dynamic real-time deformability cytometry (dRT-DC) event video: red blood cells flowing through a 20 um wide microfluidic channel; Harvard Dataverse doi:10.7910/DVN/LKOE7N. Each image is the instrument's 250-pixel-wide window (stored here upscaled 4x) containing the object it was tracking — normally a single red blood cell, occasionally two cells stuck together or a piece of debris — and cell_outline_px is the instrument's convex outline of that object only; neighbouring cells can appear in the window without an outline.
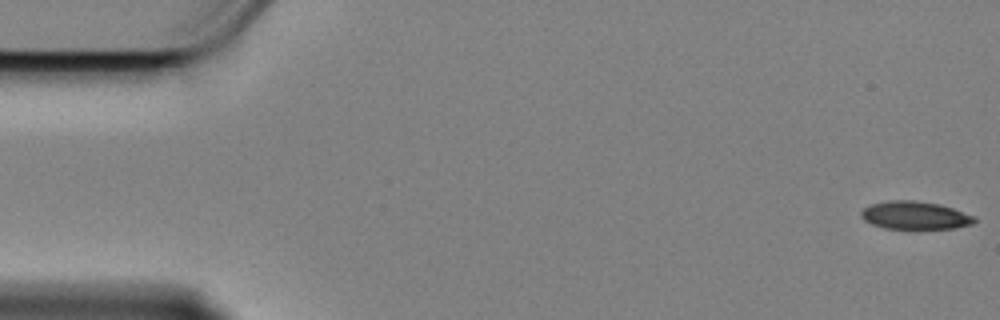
{"species": "Egyptian fruit bat (a non-hibernating species)", "species_latin": "Rousettus aegyptiacus", "temperature_condition": "cold", "stored_images_in_passage": 58, "camera_frame_rate_fps": 3000, "um_per_image_px": 0.085, "animal": {"sex": "female"}, "frame": {"image": 1, "passage_image": 1, "time_ms": 0.0, "image_size_px": [1000, 320], "cell_outline_px": [[976, 220], [972, 224], [952, 228], [884, 228], [872, 224], [864, 220], [860, 216], [860, 212], [864, 208], [872, 204], [888, 200], [916, 200], [940, 204], [976, 216]], "centroid_in_image_um": [77.76, 18.29], "position_along_channel_um": 7.2, "area_um2": 18.38}}
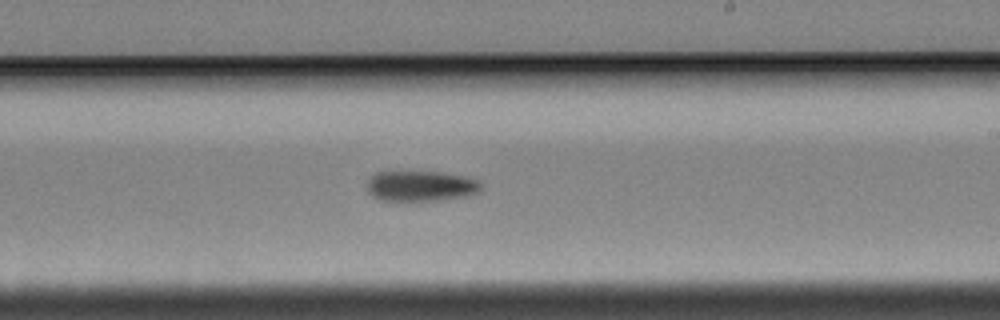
{"frame": {"image": 2, "passage_image": 34, "time_ms": 11.0, "image_size_px": [1000, 320], "cell_outline_px": [[484, 184], [476, 192], [468, 196], [436, 200], [392, 204], [380, 200], [372, 196], [368, 192], [368, 180], [376, 172], [440, 172], [464, 176], [480, 180]], "centroid_in_image_um": [35.73, 15.86], "position_along_channel_um": 253.3, "area_um2": 20.92}}
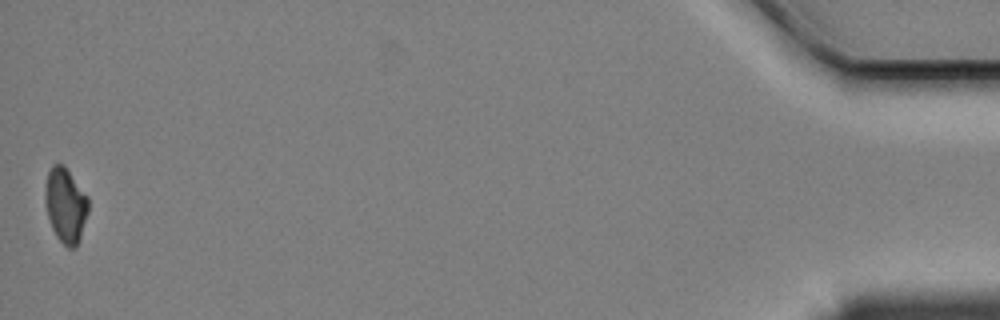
{"frame": {"image": 3, "passage_image": 58, "time_ms": 19.0, "image_size_px": [1000, 320], "cell_outline_px": [[88, 212], [76, 248], [68, 248], [56, 236], [52, 228], [48, 216], [44, 200], [44, 192], [48, 172], [52, 164], [64, 164], [88, 196]], "centroid_in_image_um": [5.56, 17.42], "position_along_channel_um": 429.6, "area_um2": 18.84}, "authors_computed_cell_mechanics": {"area_um2": 20.2589, "velocity_mm_per_s": 3.3983, "shape_relaxation_time_tau1_ms": 5.3612, "shape_relaxation_time_tau2_ms": null, "deformation_change_tau1": 0.1107, "deformation_change_tau2": null}}